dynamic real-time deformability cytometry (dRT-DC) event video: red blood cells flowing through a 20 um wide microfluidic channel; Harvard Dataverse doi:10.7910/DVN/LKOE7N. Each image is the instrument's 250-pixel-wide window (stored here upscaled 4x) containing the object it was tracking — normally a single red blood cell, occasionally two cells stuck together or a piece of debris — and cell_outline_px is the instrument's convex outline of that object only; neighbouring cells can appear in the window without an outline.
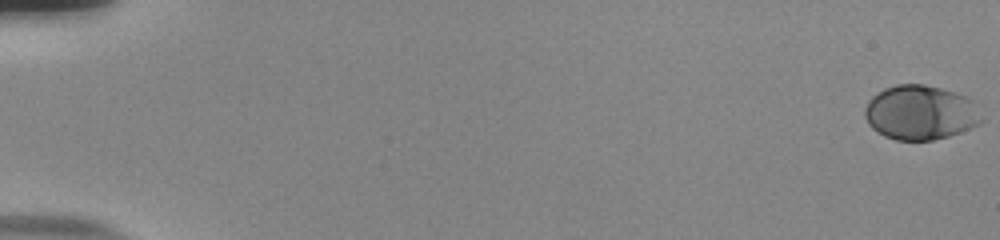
{"species": "human", "species_latin": "Homo sapiens", "temperature_condition": "room temperature", "stored_images_in_passage": 50, "camera_frame_rate_fps": 3000, "um_per_image_px": 0.085, "donor": {"sex": "male"}, "frame": {"image": 1, "passage_image": 1, "time_ms": 0.0, "image_size_px": [1000, 240], "cell_outline_px": [[984, 120], [980, 124], [960, 132], [948, 136], [932, 140], [896, 140], [884, 136], [876, 132], [868, 124], [864, 116], [864, 108], [868, 100], [876, 92], [884, 88], [896, 84], [924, 84], [956, 92], [968, 96], [976, 100]], "centroid_in_image_um": [78.26, 9.55], "position_along_channel_um": 6.7, "area_um2": 37.86}}
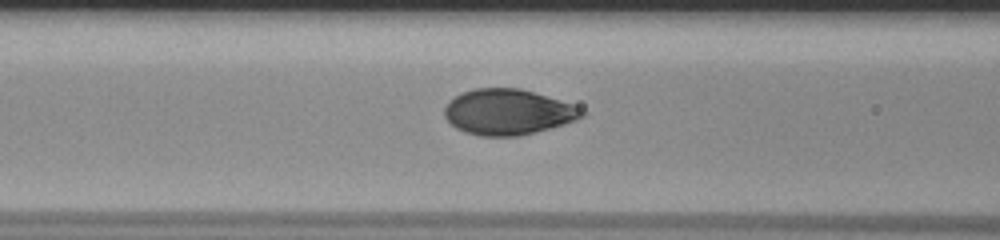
{"frame": {"image": 2, "passage_image": 25, "time_ms": 8.0, "image_size_px": [1000, 240], "cell_outline_px": [[588, 112], [584, 116], [576, 120], [564, 124], [520, 136], [480, 136], [464, 132], [456, 128], [444, 116], [444, 108], [448, 100], [464, 92], [476, 88], [520, 88], [572, 104]], "centroid_in_image_um": [43.17, 9.53], "position_along_channel_um": 123.4, "area_um2": 36.47}}
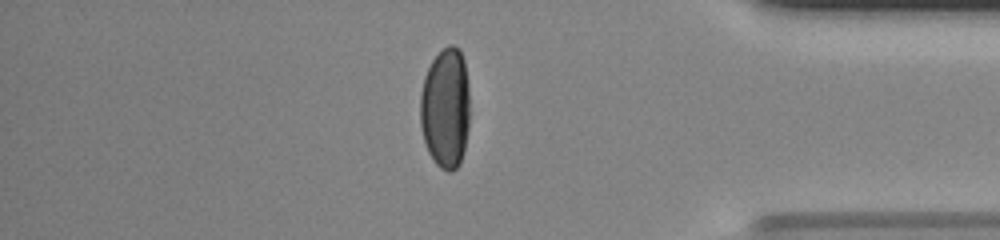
{"frame": {"image": 3, "passage_image": 48, "time_ms": 15.667, "image_size_px": [1000, 240], "cell_outline_px": [[468, 128], [464, 148], [460, 164], [452, 172], [448, 172], [440, 168], [436, 164], [428, 152], [420, 128], [420, 92], [424, 76], [432, 60], [448, 44], [452, 44], [460, 48], [464, 60], [468, 84]], "centroid_in_image_um": [37.85, 9.19], "position_along_channel_um": 397.3, "area_um2": 35.08}}